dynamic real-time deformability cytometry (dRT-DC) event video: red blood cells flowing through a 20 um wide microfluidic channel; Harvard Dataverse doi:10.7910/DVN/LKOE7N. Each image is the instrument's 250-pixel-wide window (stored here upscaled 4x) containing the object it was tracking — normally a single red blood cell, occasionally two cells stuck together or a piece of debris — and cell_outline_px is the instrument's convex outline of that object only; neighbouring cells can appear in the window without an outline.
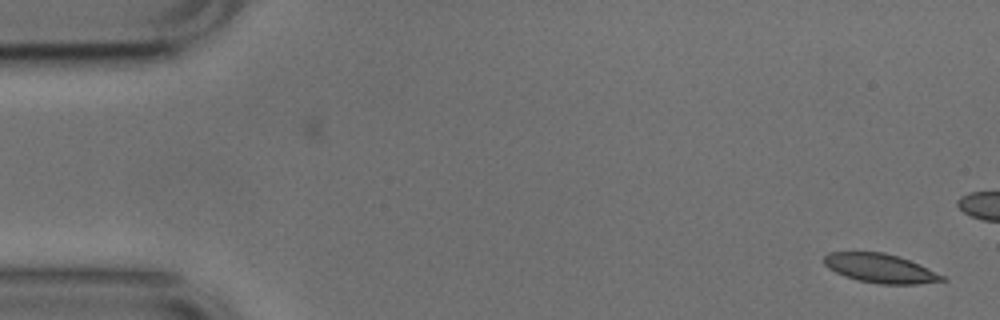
{"species": "common noctule bat (a hibernating species)", "species_latin": "Nyctalus noctula", "temperature_condition": "cold", "stored_images_in_passage": 51, "camera_frame_rate_fps": 3000, "um_per_image_px": 0.085, "animal": {"sex": "male", "body_mass_g": 17.9, "forearm_length_mm": 54.2}, "frame": {"image": 1, "passage_image": 1, "time_ms": 0.0, "image_size_px": [1000, 320], "cell_outline_px": [[948, 280], [916, 284], [880, 284], [856, 280], [844, 276], [828, 268], [824, 264], [824, 256], [828, 252], [884, 252], [900, 256], [920, 264], [944, 276]], "centroid_in_image_um": [74.82, 22.8], "position_along_channel_um": 10.2, "area_um2": 20.11}}
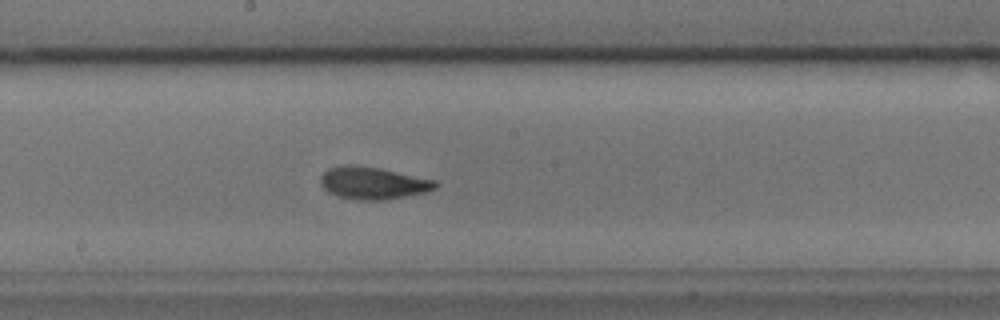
{"frame": {"image": 2, "passage_image": 27, "time_ms": 8.667, "image_size_px": [1000, 320], "cell_outline_px": [[440, 184], [436, 188], [428, 192], [388, 200], [356, 200], [336, 196], [328, 192], [320, 184], [320, 176], [328, 168], [344, 164], [352, 164], [380, 168], [436, 180]], "centroid_in_image_um": [31.71, 15.56], "position_along_channel_um": 216.5, "area_um2": 22.08}}
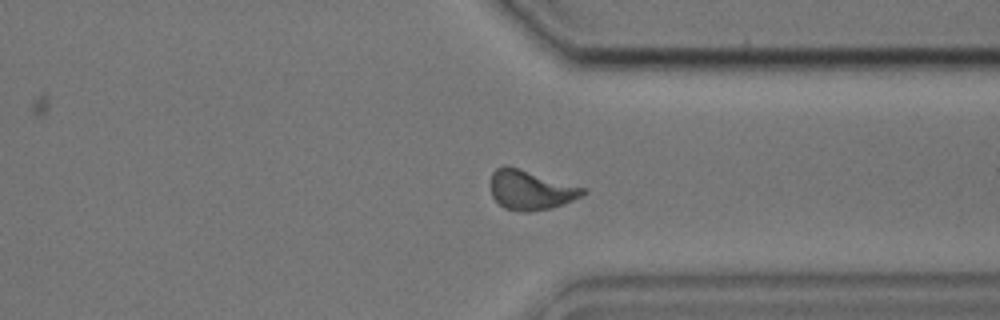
{"frame": {"image": 3, "passage_image": 39, "time_ms": 12.667, "image_size_px": [1000, 320], "cell_outline_px": [[588, 192], [572, 200], [552, 208], [528, 212], [524, 212], [504, 208], [492, 196], [488, 184], [492, 172], [496, 168], [504, 164], [584, 188]], "centroid_in_image_um": [45.03, 16.15], "position_along_channel_um": 366.4, "area_um2": 21.15}}